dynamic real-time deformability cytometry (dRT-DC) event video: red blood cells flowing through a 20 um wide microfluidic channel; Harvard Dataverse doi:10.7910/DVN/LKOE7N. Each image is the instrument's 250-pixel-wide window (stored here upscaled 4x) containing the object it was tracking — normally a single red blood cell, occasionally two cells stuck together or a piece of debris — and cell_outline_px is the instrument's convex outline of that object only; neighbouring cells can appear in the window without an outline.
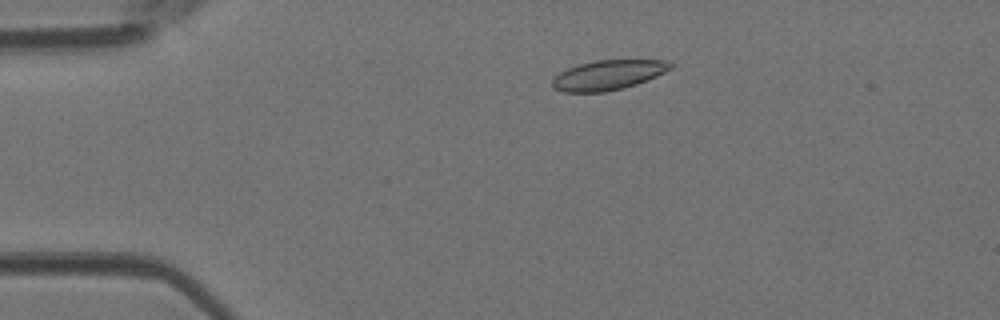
{"species": "Egyptian fruit bat (a non-hibernating species)", "species_latin": "Rousettus aegyptiacus", "temperature_condition": "room temperature", "stored_images_in_passage": 44, "camera_frame_rate_fps": 3000, "um_per_image_px": 0.085, "animal": {"sex": "female"}, "frame": {"image": 1, "passage_image": 8, "time_ms": 2.333, "image_size_px": [1000, 320], "cell_outline_px": [[672, 68], [656, 76], [636, 84], [624, 88], [604, 92], [564, 92], [552, 88], [552, 80], [560, 72], [568, 68], [580, 64], [596, 60], [664, 60], [672, 64]], "centroid_in_image_um": [51.67, 6.38], "position_along_channel_um": 33.3, "area_um2": 20.35}}
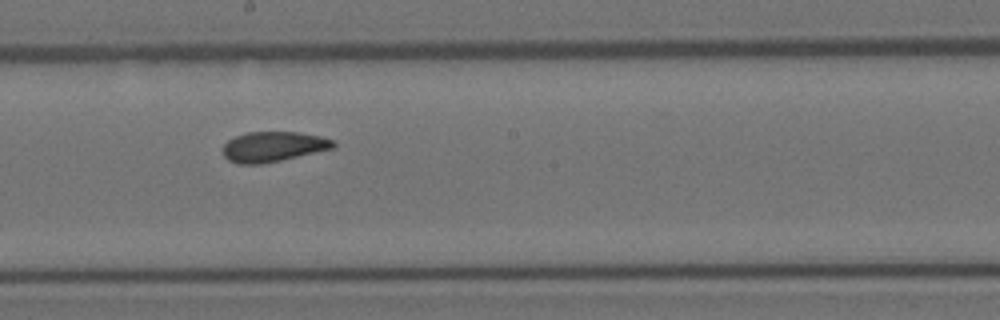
{"frame": {"image": 2, "passage_image": 24, "time_ms": 7.667, "image_size_px": [1000, 320], "cell_outline_px": [[336, 144], [332, 148], [280, 160], [260, 164], [236, 164], [228, 160], [224, 156], [224, 144], [228, 140], [236, 136], [248, 132], [296, 132], [320, 136], [332, 140]], "centroid_in_image_um": [23.18, 12.47], "position_along_channel_um": 225.0, "area_um2": 19.07}}
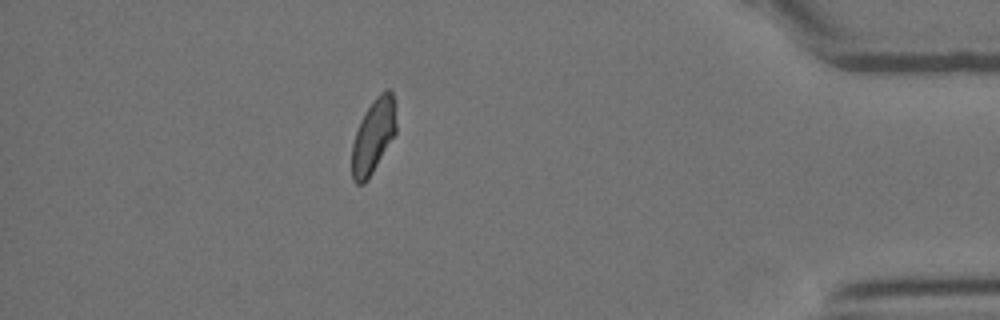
{"frame": {"image": 3, "passage_image": 39, "time_ms": 12.667, "image_size_px": [1000, 320], "cell_outline_px": [[396, 132], [372, 172], [364, 184], [356, 184], [352, 180], [352, 144], [360, 120], [376, 96], [380, 92], [388, 88], [392, 92], [396, 104]], "centroid_in_image_um": [31.74, 11.53], "position_along_channel_um": 403.5, "area_um2": 19.07}}